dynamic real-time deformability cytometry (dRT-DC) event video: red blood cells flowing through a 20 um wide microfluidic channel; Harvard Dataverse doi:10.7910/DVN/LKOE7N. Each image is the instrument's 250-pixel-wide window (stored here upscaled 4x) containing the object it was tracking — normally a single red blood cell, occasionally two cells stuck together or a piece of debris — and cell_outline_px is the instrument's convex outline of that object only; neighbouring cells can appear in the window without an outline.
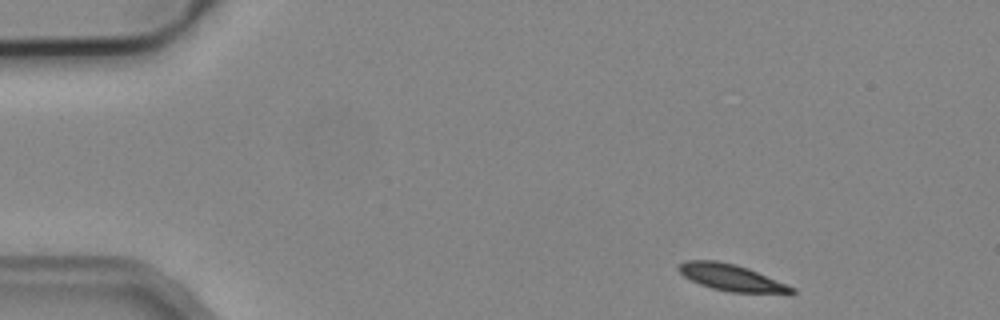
{"species": "common noctule bat (a hibernating species)", "species_latin": "Nyctalus noctula", "temperature_condition": "cold", "stored_images_in_passage": 3, "camera_frame_rate_fps": 3000, "um_per_image_px": 0.085, "animal": {"sex": "male", "body_mass_g": 19.2, "forearm_length_mm": 51.8}, "frame": {"image": 1, "passage_image": 1, "time_ms": 0.0, "image_size_px": [1000, 320], "cell_outline_px": [[796, 292], [792, 296], [728, 292], [712, 288], [700, 284], [684, 276], [676, 268], [680, 264], [688, 260], [716, 260], [748, 268], [796, 288]], "centroid_in_image_um": [62.3, 23.65], "position_along_channel_um": 22.7, "area_um2": 17.98}}
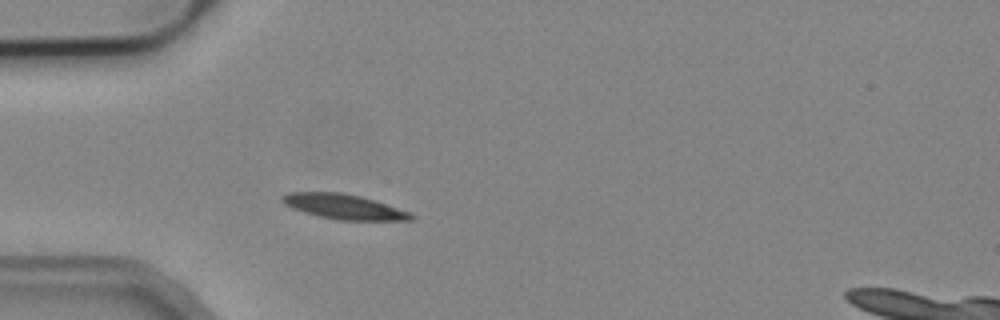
{"frame": {"image": 2, "passage_image": 3, "time_ms": 3.0, "image_size_px": [1000, 320], "cell_outline_px": [[416, 220], [336, 220], [304, 212], [292, 208], [284, 204], [280, 200], [280, 196], [288, 192], [340, 192], [360, 196], [376, 200], [412, 212], [416, 216]], "centroid_in_image_um": [29.27, 17.56], "position_along_channel_um": 55.7, "area_um2": 19.02}}